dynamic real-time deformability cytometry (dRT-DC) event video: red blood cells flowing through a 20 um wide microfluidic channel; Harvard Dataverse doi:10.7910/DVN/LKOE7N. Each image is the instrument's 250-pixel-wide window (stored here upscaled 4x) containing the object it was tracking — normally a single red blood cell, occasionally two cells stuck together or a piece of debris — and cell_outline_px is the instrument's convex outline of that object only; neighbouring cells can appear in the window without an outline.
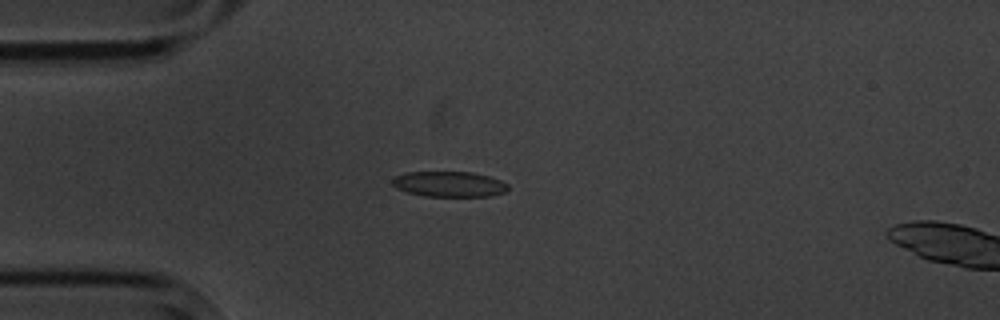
{"species": "common noctule bat (a hibernating species)", "species_latin": "Nyctalus noctula", "temperature_condition": "cold", "stored_images_in_passage": 7, "camera_frame_rate_fps": 3000, "um_per_image_px": 0.085, "animal": {"sex": "male", "body_mass_g": 20.1, "forearm_length_mm": 53.5}, "frame": {"image": 1, "passage_image": 3, "time_ms": 2.333, "image_size_px": [1000, 320], "cell_outline_px": [[508, 188], [504, 192], [492, 196], [424, 196], [408, 192], [396, 188], [392, 184], [392, 180], [396, 176], [404, 172], [472, 172], [488, 176], [500, 180], [508, 184]], "centroid_in_image_um": [38.18, 15.65], "position_along_channel_um": 46.8, "area_um2": 17.11}}
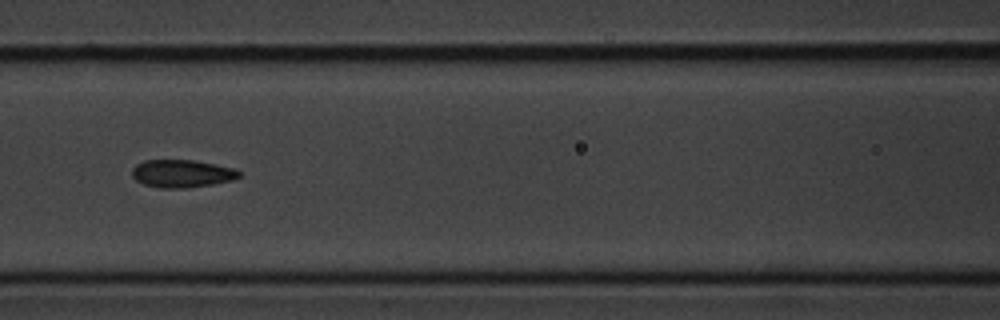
{"frame": {"image": 2, "passage_image": 6, "time_ms": 5.667, "image_size_px": [1000, 320], "cell_outline_px": [[240, 176], [232, 180], [212, 184], [188, 188], [160, 188], [144, 184], [136, 180], [132, 176], [132, 168], [136, 164], [144, 160], [196, 160], [236, 168], [240, 172]], "centroid_in_image_um": [15.47, 14.74], "position_along_channel_um": 151.1, "area_um2": 17.46}}
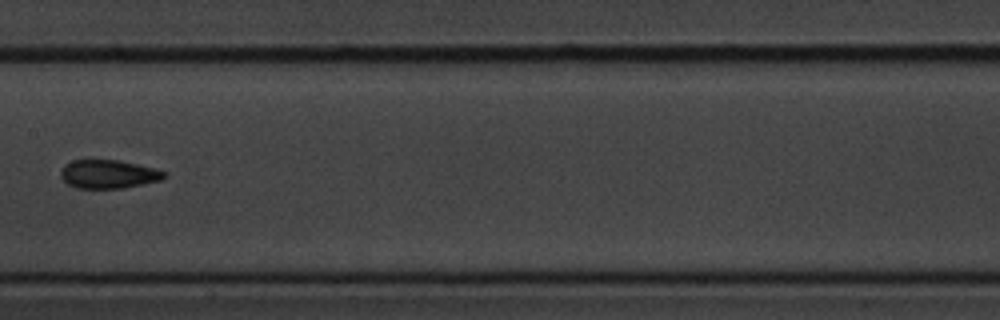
{"frame": {"image": 3, "passage_image": 7, "time_ms": 7.0, "image_size_px": [1000, 320], "cell_outline_px": [[164, 176], [160, 180], [144, 184], [124, 188], [76, 188], [68, 184], [60, 176], [60, 172], [64, 164], [72, 160], [92, 156], [120, 160], [152, 168], [164, 172]], "centroid_in_image_um": [9.11, 14.75], "position_along_channel_um": 198.3, "area_um2": 17.74}}